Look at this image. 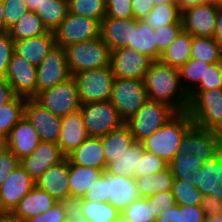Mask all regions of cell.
<instances>
[{
    "label": "cell",
    "mask_w": 222,
    "mask_h": 222,
    "mask_svg": "<svg viewBox=\"0 0 222 222\" xmlns=\"http://www.w3.org/2000/svg\"><path fill=\"white\" fill-rule=\"evenodd\" d=\"M24 116L37 130L41 141L57 143L62 117L55 115L50 110L44 108L33 98H26L24 105Z\"/></svg>",
    "instance_id": "obj_15"
},
{
    "label": "cell",
    "mask_w": 222,
    "mask_h": 222,
    "mask_svg": "<svg viewBox=\"0 0 222 222\" xmlns=\"http://www.w3.org/2000/svg\"><path fill=\"white\" fill-rule=\"evenodd\" d=\"M189 113L195 126L222 134V88L193 90L189 94Z\"/></svg>",
    "instance_id": "obj_3"
},
{
    "label": "cell",
    "mask_w": 222,
    "mask_h": 222,
    "mask_svg": "<svg viewBox=\"0 0 222 222\" xmlns=\"http://www.w3.org/2000/svg\"><path fill=\"white\" fill-rule=\"evenodd\" d=\"M34 12L48 31H54L68 14V0H40Z\"/></svg>",
    "instance_id": "obj_34"
},
{
    "label": "cell",
    "mask_w": 222,
    "mask_h": 222,
    "mask_svg": "<svg viewBox=\"0 0 222 222\" xmlns=\"http://www.w3.org/2000/svg\"><path fill=\"white\" fill-rule=\"evenodd\" d=\"M179 146L187 155H195L197 159L206 162L222 152V134L193 125L184 134Z\"/></svg>",
    "instance_id": "obj_12"
},
{
    "label": "cell",
    "mask_w": 222,
    "mask_h": 222,
    "mask_svg": "<svg viewBox=\"0 0 222 222\" xmlns=\"http://www.w3.org/2000/svg\"><path fill=\"white\" fill-rule=\"evenodd\" d=\"M134 142L135 139L126 124L102 136V147L106 165L123 154Z\"/></svg>",
    "instance_id": "obj_30"
},
{
    "label": "cell",
    "mask_w": 222,
    "mask_h": 222,
    "mask_svg": "<svg viewBox=\"0 0 222 222\" xmlns=\"http://www.w3.org/2000/svg\"><path fill=\"white\" fill-rule=\"evenodd\" d=\"M41 142L37 130L28 119L23 116L11 129L4 145L17 157L18 160L29 156Z\"/></svg>",
    "instance_id": "obj_20"
},
{
    "label": "cell",
    "mask_w": 222,
    "mask_h": 222,
    "mask_svg": "<svg viewBox=\"0 0 222 222\" xmlns=\"http://www.w3.org/2000/svg\"><path fill=\"white\" fill-rule=\"evenodd\" d=\"M44 108L64 117L80 109L77 84L73 77L51 89L39 92L34 98Z\"/></svg>",
    "instance_id": "obj_10"
},
{
    "label": "cell",
    "mask_w": 222,
    "mask_h": 222,
    "mask_svg": "<svg viewBox=\"0 0 222 222\" xmlns=\"http://www.w3.org/2000/svg\"><path fill=\"white\" fill-rule=\"evenodd\" d=\"M155 222H179V205L175 204L155 220Z\"/></svg>",
    "instance_id": "obj_59"
},
{
    "label": "cell",
    "mask_w": 222,
    "mask_h": 222,
    "mask_svg": "<svg viewBox=\"0 0 222 222\" xmlns=\"http://www.w3.org/2000/svg\"><path fill=\"white\" fill-rule=\"evenodd\" d=\"M81 105L110 100L115 76L111 67L85 70L73 74Z\"/></svg>",
    "instance_id": "obj_6"
},
{
    "label": "cell",
    "mask_w": 222,
    "mask_h": 222,
    "mask_svg": "<svg viewBox=\"0 0 222 222\" xmlns=\"http://www.w3.org/2000/svg\"><path fill=\"white\" fill-rule=\"evenodd\" d=\"M72 222H90L87 218L78 213L74 208L72 209Z\"/></svg>",
    "instance_id": "obj_64"
},
{
    "label": "cell",
    "mask_w": 222,
    "mask_h": 222,
    "mask_svg": "<svg viewBox=\"0 0 222 222\" xmlns=\"http://www.w3.org/2000/svg\"><path fill=\"white\" fill-rule=\"evenodd\" d=\"M26 98L16 96L5 105L0 104V139L5 142L11 129L24 116Z\"/></svg>",
    "instance_id": "obj_38"
},
{
    "label": "cell",
    "mask_w": 222,
    "mask_h": 222,
    "mask_svg": "<svg viewBox=\"0 0 222 222\" xmlns=\"http://www.w3.org/2000/svg\"><path fill=\"white\" fill-rule=\"evenodd\" d=\"M0 222H23L12 212H2L0 214Z\"/></svg>",
    "instance_id": "obj_62"
},
{
    "label": "cell",
    "mask_w": 222,
    "mask_h": 222,
    "mask_svg": "<svg viewBox=\"0 0 222 222\" xmlns=\"http://www.w3.org/2000/svg\"><path fill=\"white\" fill-rule=\"evenodd\" d=\"M82 198L85 201L108 202V196H106V172L105 171L95 181V183H93L91 188L88 189L87 194H85Z\"/></svg>",
    "instance_id": "obj_54"
},
{
    "label": "cell",
    "mask_w": 222,
    "mask_h": 222,
    "mask_svg": "<svg viewBox=\"0 0 222 222\" xmlns=\"http://www.w3.org/2000/svg\"><path fill=\"white\" fill-rule=\"evenodd\" d=\"M181 16L182 12L176 3H164L154 6L143 21L157 29L164 25L182 23Z\"/></svg>",
    "instance_id": "obj_40"
},
{
    "label": "cell",
    "mask_w": 222,
    "mask_h": 222,
    "mask_svg": "<svg viewBox=\"0 0 222 222\" xmlns=\"http://www.w3.org/2000/svg\"><path fill=\"white\" fill-rule=\"evenodd\" d=\"M127 47L157 60V45L155 43L154 29L143 20L133 18L132 44Z\"/></svg>",
    "instance_id": "obj_33"
},
{
    "label": "cell",
    "mask_w": 222,
    "mask_h": 222,
    "mask_svg": "<svg viewBox=\"0 0 222 222\" xmlns=\"http://www.w3.org/2000/svg\"><path fill=\"white\" fill-rule=\"evenodd\" d=\"M47 32L41 18L32 10L25 12L19 21L8 30V34L14 41L39 36Z\"/></svg>",
    "instance_id": "obj_37"
},
{
    "label": "cell",
    "mask_w": 222,
    "mask_h": 222,
    "mask_svg": "<svg viewBox=\"0 0 222 222\" xmlns=\"http://www.w3.org/2000/svg\"><path fill=\"white\" fill-rule=\"evenodd\" d=\"M222 88V63L210 64L206 68L204 79H201L199 85L194 90H210Z\"/></svg>",
    "instance_id": "obj_49"
},
{
    "label": "cell",
    "mask_w": 222,
    "mask_h": 222,
    "mask_svg": "<svg viewBox=\"0 0 222 222\" xmlns=\"http://www.w3.org/2000/svg\"><path fill=\"white\" fill-rule=\"evenodd\" d=\"M106 196H108V202L120 212L133 201L142 198L135 178L108 173H106Z\"/></svg>",
    "instance_id": "obj_21"
},
{
    "label": "cell",
    "mask_w": 222,
    "mask_h": 222,
    "mask_svg": "<svg viewBox=\"0 0 222 222\" xmlns=\"http://www.w3.org/2000/svg\"><path fill=\"white\" fill-rule=\"evenodd\" d=\"M65 49L71 75L110 66L111 50L101 36L69 45Z\"/></svg>",
    "instance_id": "obj_4"
},
{
    "label": "cell",
    "mask_w": 222,
    "mask_h": 222,
    "mask_svg": "<svg viewBox=\"0 0 222 222\" xmlns=\"http://www.w3.org/2000/svg\"><path fill=\"white\" fill-rule=\"evenodd\" d=\"M137 188L142 198H147L158 192L172 191L173 174L169 167L161 172L135 178Z\"/></svg>",
    "instance_id": "obj_35"
},
{
    "label": "cell",
    "mask_w": 222,
    "mask_h": 222,
    "mask_svg": "<svg viewBox=\"0 0 222 222\" xmlns=\"http://www.w3.org/2000/svg\"><path fill=\"white\" fill-rule=\"evenodd\" d=\"M3 15H4V4H3V0H0V34L7 33L9 30L6 27L5 19Z\"/></svg>",
    "instance_id": "obj_63"
},
{
    "label": "cell",
    "mask_w": 222,
    "mask_h": 222,
    "mask_svg": "<svg viewBox=\"0 0 222 222\" xmlns=\"http://www.w3.org/2000/svg\"><path fill=\"white\" fill-rule=\"evenodd\" d=\"M14 53V40L7 33L0 34V78L5 77L7 66Z\"/></svg>",
    "instance_id": "obj_52"
},
{
    "label": "cell",
    "mask_w": 222,
    "mask_h": 222,
    "mask_svg": "<svg viewBox=\"0 0 222 222\" xmlns=\"http://www.w3.org/2000/svg\"><path fill=\"white\" fill-rule=\"evenodd\" d=\"M72 209L73 203L57 202L46 212L28 219L26 222H63L69 217Z\"/></svg>",
    "instance_id": "obj_46"
},
{
    "label": "cell",
    "mask_w": 222,
    "mask_h": 222,
    "mask_svg": "<svg viewBox=\"0 0 222 222\" xmlns=\"http://www.w3.org/2000/svg\"><path fill=\"white\" fill-rule=\"evenodd\" d=\"M100 36L110 50L127 47L132 44L133 18L104 17L101 21Z\"/></svg>",
    "instance_id": "obj_23"
},
{
    "label": "cell",
    "mask_w": 222,
    "mask_h": 222,
    "mask_svg": "<svg viewBox=\"0 0 222 222\" xmlns=\"http://www.w3.org/2000/svg\"><path fill=\"white\" fill-rule=\"evenodd\" d=\"M57 202L58 201H56L47 191L42 190L35 185L29 193L21 199L12 213L23 222H26L28 219L46 212Z\"/></svg>",
    "instance_id": "obj_27"
},
{
    "label": "cell",
    "mask_w": 222,
    "mask_h": 222,
    "mask_svg": "<svg viewBox=\"0 0 222 222\" xmlns=\"http://www.w3.org/2000/svg\"><path fill=\"white\" fill-rule=\"evenodd\" d=\"M153 61L130 47L111 50L110 67L117 78L143 80Z\"/></svg>",
    "instance_id": "obj_13"
},
{
    "label": "cell",
    "mask_w": 222,
    "mask_h": 222,
    "mask_svg": "<svg viewBox=\"0 0 222 222\" xmlns=\"http://www.w3.org/2000/svg\"><path fill=\"white\" fill-rule=\"evenodd\" d=\"M69 160L66 157L52 165L35 181L38 188L47 191L58 202L70 203Z\"/></svg>",
    "instance_id": "obj_19"
},
{
    "label": "cell",
    "mask_w": 222,
    "mask_h": 222,
    "mask_svg": "<svg viewBox=\"0 0 222 222\" xmlns=\"http://www.w3.org/2000/svg\"><path fill=\"white\" fill-rule=\"evenodd\" d=\"M187 111L177 112L159 130L141 141L145 151L155 154L168 164L180 149L181 139L193 126Z\"/></svg>",
    "instance_id": "obj_2"
},
{
    "label": "cell",
    "mask_w": 222,
    "mask_h": 222,
    "mask_svg": "<svg viewBox=\"0 0 222 222\" xmlns=\"http://www.w3.org/2000/svg\"><path fill=\"white\" fill-rule=\"evenodd\" d=\"M200 208L206 216H217L222 213V201L214 195H204Z\"/></svg>",
    "instance_id": "obj_56"
},
{
    "label": "cell",
    "mask_w": 222,
    "mask_h": 222,
    "mask_svg": "<svg viewBox=\"0 0 222 222\" xmlns=\"http://www.w3.org/2000/svg\"><path fill=\"white\" fill-rule=\"evenodd\" d=\"M35 185V180L19 164L0 186V210L13 212Z\"/></svg>",
    "instance_id": "obj_16"
},
{
    "label": "cell",
    "mask_w": 222,
    "mask_h": 222,
    "mask_svg": "<svg viewBox=\"0 0 222 222\" xmlns=\"http://www.w3.org/2000/svg\"><path fill=\"white\" fill-rule=\"evenodd\" d=\"M101 23L98 20L68 13L53 31L55 44L66 48L69 45L100 37Z\"/></svg>",
    "instance_id": "obj_9"
},
{
    "label": "cell",
    "mask_w": 222,
    "mask_h": 222,
    "mask_svg": "<svg viewBox=\"0 0 222 222\" xmlns=\"http://www.w3.org/2000/svg\"><path fill=\"white\" fill-rule=\"evenodd\" d=\"M168 167V163L159 156L144 151L139 157V177L156 174Z\"/></svg>",
    "instance_id": "obj_47"
},
{
    "label": "cell",
    "mask_w": 222,
    "mask_h": 222,
    "mask_svg": "<svg viewBox=\"0 0 222 222\" xmlns=\"http://www.w3.org/2000/svg\"><path fill=\"white\" fill-rule=\"evenodd\" d=\"M131 222H155V210L147 198L133 201L121 212Z\"/></svg>",
    "instance_id": "obj_44"
},
{
    "label": "cell",
    "mask_w": 222,
    "mask_h": 222,
    "mask_svg": "<svg viewBox=\"0 0 222 222\" xmlns=\"http://www.w3.org/2000/svg\"><path fill=\"white\" fill-rule=\"evenodd\" d=\"M147 100L143 80L115 77L109 101L124 122L130 119Z\"/></svg>",
    "instance_id": "obj_7"
},
{
    "label": "cell",
    "mask_w": 222,
    "mask_h": 222,
    "mask_svg": "<svg viewBox=\"0 0 222 222\" xmlns=\"http://www.w3.org/2000/svg\"><path fill=\"white\" fill-rule=\"evenodd\" d=\"M103 172L101 169L79 166L69 161L70 203H74L87 194L88 189L91 188Z\"/></svg>",
    "instance_id": "obj_29"
},
{
    "label": "cell",
    "mask_w": 222,
    "mask_h": 222,
    "mask_svg": "<svg viewBox=\"0 0 222 222\" xmlns=\"http://www.w3.org/2000/svg\"><path fill=\"white\" fill-rule=\"evenodd\" d=\"M209 65L203 60L189 59L179 69L181 84L188 95L199 85L201 79H204Z\"/></svg>",
    "instance_id": "obj_41"
},
{
    "label": "cell",
    "mask_w": 222,
    "mask_h": 222,
    "mask_svg": "<svg viewBox=\"0 0 222 222\" xmlns=\"http://www.w3.org/2000/svg\"><path fill=\"white\" fill-rule=\"evenodd\" d=\"M147 199L150 205L153 206L155 210V216L157 218L162 214V212H166L176 204L172 191L158 192L147 197Z\"/></svg>",
    "instance_id": "obj_51"
},
{
    "label": "cell",
    "mask_w": 222,
    "mask_h": 222,
    "mask_svg": "<svg viewBox=\"0 0 222 222\" xmlns=\"http://www.w3.org/2000/svg\"><path fill=\"white\" fill-rule=\"evenodd\" d=\"M219 6L203 3L182 11L183 30L192 36L214 37Z\"/></svg>",
    "instance_id": "obj_17"
},
{
    "label": "cell",
    "mask_w": 222,
    "mask_h": 222,
    "mask_svg": "<svg viewBox=\"0 0 222 222\" xmlns=\"http://www.w3.org/2000/svg\"><path fill=\"white\" fill-rule=\"evenodd\" d=\"M3 4V16L8 29L18 22L20 17L29 10L25 0H3Z\"/></svg>",
    "instance_id": "obj_48"
},
{
    "label": "cell",
    "mask_w": 222,
    "mask_h": 222,
    "mask_svg": "<svg viewBox=\"0 0 222 222\" xmlns=\"http://www.w3.org/2000/svg\"><path fill=\"white\" fill-rule=\"evenodd\" d=\"M67 158L72 164L105 171L102 137H88Z\"/></svg>",
    "instance_id": "obj_26"
},
{
    "label": "cell",
    "mask_w": 222,
    "mask_h": 222,
    "mask_svg": "<svg viewBox=\"0 0 222 222\" xmlns=\"http://www.w3.org/2000/svg\"><path fill=\"white\" fill-rule=\"evenodd\" d=\"M204 160H199L195 155H187L182 150H178L168 164L174 179H181L192 183L195 186L196 168H201Z\"/></svg>",
    "instance_id": "obj_36"
},
{
    "label": "cell",
    "mask_w": 222,
    "mask_h": 222,
    "mask_svg": "<svg viewBox=\"0 0 222 222\" xmlns=\"http://www.w3.org/2000/svg\"><path fill=\"white\" fill-rule=\"evenodd\" d=\"M164 3H175L174 0H153L154 6Z\"/></svg>",
    "instance_id": "obj_68"
},
{
    "label": "cell",
    "mask_w": 222,
    "mask_h": 222,
    "mask_svg": "<svg viewBox=\"0 0 222 222\" xmlns=\"http://www.w3.org/2000/svg\"><path fill=\"white\" fill-rule=\"evenodd\" d=\"M205 213L198 206L179 205V222H203Z\"/></svg>",
    "instance_id": "obj_55"
},
{
    "label": "cell",
    "mask_w": 222,
    "mask_h": 222,
    "mask_svg": "<svg viewBox=\"0 0 222 222\" xmlns=\"http://www.w3.org/2000/svg\"><path fill=\"white\" fill-rule=\"evenodd\" d=\"M172 194L178 205L198 206L203 198L201 191L197 187L181 179H174Z\"/></svg>",
    "instance_id": "obj_43"
},
{
    "label": "cell",
    "mask_w": 222,
    "mask_h": 222,
    "mask_svg": "<svg viewBox=\"0 0 222 222\" xmlns=\"http://www.w3.org/2000/svg\"><path fill=\"white\" fill-rule=\"evenodd\" d=\"M37 67L13 53L5 73L6 81L17 96L34 98L37 95Z\"/></svg>",
    "instance_id": "obj_14"
},
{
    "label": "cell",
    "mask_w": 222,
    "mask_h": 222,
    "mask_svg": "<svg viewBox=\"0 0 222 222\" xmlns=\"http://www.w3.org/2000/svg\"><path fill=\"white\" fill-rule=\"evenodd\" d=\"M88 137L80 109L62 117L57 144L66 157Z\"/></svg>",
    "instance_id": "obj_22"
},
{
    "label": "cell",
    "mask_w": 222,
    "mask_h": 222,
    "mask_svg": "<svg viewBox=\"0 0 222 222\" xmlns=\"http://www.w3.org/2000/svg\"><path fill=\"white\" fill-rule=\"evenodd\" d=\"M80 112L89 137H102L125 124L109 100L81 105Z\"/></svg>",
    "instance_id": "obj_8"
},
{
    "label": "cell",
    "mask_w": 222,
    "mask_h": 222,
    "mask_svg": "<svg viewBox=\"0 0 222 222\" xmlns=\"http://www.w3.org/2000/svg\"><path fill=\"white\" fill-rule=\"evenodd\" d=\"M106 16L113 18H134L131 0H105Z\"/></svg>",
    "instance_id": "obj_50"
},
{
    "label": "cell",
    "mask_w": 222,
    "mask_h": 222,
    "mask_svg": "<svg viewBox=\"0 0 222 222\" xmlns=\"http://www.w3.org/2000/svg\"><path fill=\"white\" fill-rule=\"evenodd\" d=\"M112 222H131L122 213H120Z\"/></svg>",
    "instance_id": "obj_67"
},
{
    "label": "cell",
    "mask_w": 222,
    "mask_h": 222,
    "mask_svg": "<svg viewBox=\"0 0 222 222\" xmlns=\"http://www.w3.org/2000/svg\"><path fill=\"white\" fill-rule=\"evenodd\" d=\"M222 47L214 37L193 36L191 59L203 60L209 64L221 62Z\"/></svg>",
    "instance_id": "obj_39"
},
{
    "label": "cell",
    "mask_w": 222,
    "mask_h": 222,
    "mask_svg": "<svg viewBox=\"0 0 222 222\" xmlns=\"http://www.w3.org/2000/svg\"><path fill=\"white\" fill-rule=\"evenodd\" d=\"M68 13L98 20L106 16L105 0H68Z\"/></svg>",
    "instance_id": "obj_42"
},
{
    "label": "cell",
    "mask_w": 222,
    "mask_h": 222,
    "mask_svg": "<svg viewBox=\"0 0 222 222\" xmlns=\"http://www.w3.org/2000/svg\"><path fill=\"white\" fill-rule=\"evenodd\" d=\"M63 222H72V210L70 212L69 217L65 221H63Z\"/></svg>",
    "instance_id": "obj_70"
},
{
    "label": "cell",
    "mask_w": 222,
    "mask_h": 222,
    "mask_svg": "<svg viewBox=\"0 0 222 222\" xmlns=\"http://www.w3.org/2000/svg\"><path fill=\"white\" fill-rule=\"evenodd\" d=\"M29 10L35 11L39 7L40 0H25Z\"/></svg>",
    "instance_id": "obj_65"
},
{
    "label": "cell",
    "mask_w": 222,
    "mask_h": 222,
    "mask_svg": "<svg viewBox=\"0 0 222 222\" xmlns=\"http://www.w3.org/2000/svg\"><path fill=\"white\" fill-rule=\"evenodd\" d=\"M197 187L202 195H214L222 201V152L196 168Z\"/></svg>",
    "instance_id": "obj_25"
},
{
    "label": "cell",
    "mask_w": 222,
    "mask_h": 222,
    "mask_svg": "<svg viewBox=\"0 0 222 222\" xmlns=\"http://www.w3.org/2000/svg\"><path fill=\"white\" fill-rule=\"evenodd\" d=\"M4 142L0 139V148L3 147Z\"/></svg>",
    "instance_id": "obj_71"
},
{
    "label": "cell",
    "mask_w": 222,
    "mask_h": 222,
    "mask_svg": "<svg viewBox=\"0 0 222 222\" xmlns=\"http://www.w3.org/2000/svg\"><path fill=\"white\" fill-rule=\"evenodd\" d=\"M65 158L57 143L41 141L29 156L19 160V164L36 181L48 168Z\"/></svg>",
    "instance_id": "obj_18"
},
{
    "label": "cell",
    "mask_w": 222,
    "mask_h": 222,
    "mask_svg": "<svg viewBox=\"0 0 222 222\" xmlns=\"http://www.w3.org/2000/svg\"><path fill=\"white\" fill-rule=\"evenodd\" d=\"M177 112L168 104L148 99L125 124L135 141L141 142L159 130Z\"/></svg>",
    "instance_id": "obj_5"
},
{
    "label": "cell",
    "mask_w": 222,
    "mask_h": 222,
    "mask_svg": "<svg viewBox=\"0 0 222 222\" xmlns=\"http://www.w3.org/2000/svg\"><path fill=\"white\" fill-rule=\"evenodd\" d=\"M183 30V23H173L154 29L155 43L157 45V60L162 53L169 47L174 39Z\"/></svg>",
    "instance_id": "obj_45"
},
{
    "label": "cell",
    "mask_w": 222,
    "mask_h": 222,
    "mask_svg": "<svg viewBox=\"0 0 222 222\" xmlns=\"http://www.w3.org/2000/svg\"><path fill=\"white\" fill-rule=\"evenodd\" d=\"M73 208L90 222H112L121 213L109 202L85 201L83 198L76 200Z\"/></svg>",
    "instance_id": "obj_32"
},
{
    "label": "cell",
    "mask_w": 222,
    "mask_h": 222,
    "mask_svg": "<svg viewBox=\"0 0 222 222\" xmlns=\"http://www.w3.org/2000/svg\"><path fill=\"white\" fill-rule=\"evenodd\" d=\"M145 149L141 142L135 141L129 148L106 165L105 172L112 175L139 178V157Z\"/></svg>",
    "instance_id": "obj_28"
},
{
    "label": "cell",
    "mask_w": 222,
    "mask_h": 222,
    "mask_svg": "<svg viewBox=\"0 0 222 222\" xmlns=\"http://www.w3.org/2000/svg\"><path fill=\"white\" fill-rule=\"evenodd\" d=\"M55 45L53 31L35 37L14 41V53L38 67Z\"/></svg>",
    "instance_id": "obj_24"
},
{
    "label": "cell",
    "mask_w": 222,
    "mask_h": 222,
    "mask_svg": "<svg viewBox=\"0 0 222 222\" xmlns=\"http://www.w3.org/2000/svg\"><path fill=\"white\" fill-rule=\"evenodd\" d=\"M214 39L222 47V9H218V14L216 17V28L214 32Z\"/></svg>",
    "instance_id": "obj_60"
},
{
    "label": "cell",
    "mask_w": 222,
    "mask_h": 222,
    "mask_svg": "<svg viewBox=\"0 0 222 222\" xmlns=\"http://www.w3.org/2000/svg\"><path fill=\"white\" fill-rule=\"evenodd\" d=\"M203 222H222V213L217 216H206Z\"/></svg>",
    "instance_id": "obj_66"
},
{
    "label": "cell",
    "mask_w": 222,
    "mask_h": 222,
    "mask_svg": "<svg viewBox=\"0 0 222 222\" xmlns=\"http://www.w3.org/2000/svg\"><path fill=\"white\" fill-rule=\"evenodd\" d=\"M174 2L177 4L181 12L186 9L203 4V0H174Z\"/></svg>",
    "instance_id": "obj_61"
},
{
    "label": "cell",
    "mask_w": 222,
    "mask_h": 222,
    "mask_svg": "<svg viewBox=\"0 0 222 222\" xmlns=\"http://www.w3.org/2000/svg\"><path fill=\"white\" fill-rule=\"evenodd\" d=\"M17 95L5 78H0V104L5 105L12 101Z\"/></svg>",
    "instance_id": "obj_58"
},
{
    "label": "cell",
    "mask_w": 222,
    "mask_h": 222,
    "mask_svg": "<svg viewBox=\"0 0 222 222\" xmlns=\"http://www.w3.org/2000/svg\"><path fill=\"white\" fill-rule=\"evenodd\" d=\"M222 0H203V3L207 4H214L219 6L221 4Z\"/></svg>",
    "instance_id": "obj_69"
},
{
    "label": "cell",
    "mask_w": 222,
    "mask_h": 222,
    "mask_svg": "<svg viewBox=\"0 0 222 222\" xmlns=\"http://www.w3.org/2000/svg\"><path fill=\"white\" fill-rule=\"evenodd\" d=\"M131 5L136 20H143L154 7L153 0H131Z\"/></svg>",
    "instance_id": "obj_57"
},
{
    "label": "cell",
    "mask_w": 222,
    "mask_h": 222,
    "mask_svg": "<svg viewBox=\"0 0 222 222\" xmlns=\"http://www.w3.org/2000/svg\"><path fill=\"white\" fill-rule=\"evenodd\" d=\"M192 35L182 30L169 47L162 53L160 61L180 69L191 59Z\"/></svg>",
    "instance_id": "obj_31"
},
{
    "label": "cell",
    "mask_w": 222,
    "mask_h": 222,
    "mask_svg": "<svg viewBox=\"0 0 222 222\" xmlns=\"http://www.w3.org/2000/svg\"><path fill=\"white\" fill-rule=\"evenodd\" d=\"M19 165L17 157L5 146L0 148V186Z\"/></svg>",
    "instance_id": "obj_53"
},
{
    "label": "cell",
    "mask_w": 222,
    "mask_h": 222,
    "mask_svg": "<svg viewBox=\"0 0 222 222\" xmlns=\"http://www.w3.org/2000/svg\"><path fill=\"white\" fill-rule=\"evenodd\" d=\"M143 82L148 99L168 104L176 112L187 111L190 99L181 84L179 69L154 60Z\"/></svg>",
    "instance_id": "obj_1"
},
{
    "label": "cell",
    "mask_w": 222,
    "mask_h": 222,
    "mask_svg": "<svg viewBox=\"0 0 222 222\" xmlns=\"http://www.w3.org/2000/svg\"><path fill=\"white\" fill-rule=\"evenodd\" d=\"M72 77L66 58V49L54 45L37 67V94L51 89Z\"/></svg>",
    "instance_id": "obj_11"
}]
</instances>
